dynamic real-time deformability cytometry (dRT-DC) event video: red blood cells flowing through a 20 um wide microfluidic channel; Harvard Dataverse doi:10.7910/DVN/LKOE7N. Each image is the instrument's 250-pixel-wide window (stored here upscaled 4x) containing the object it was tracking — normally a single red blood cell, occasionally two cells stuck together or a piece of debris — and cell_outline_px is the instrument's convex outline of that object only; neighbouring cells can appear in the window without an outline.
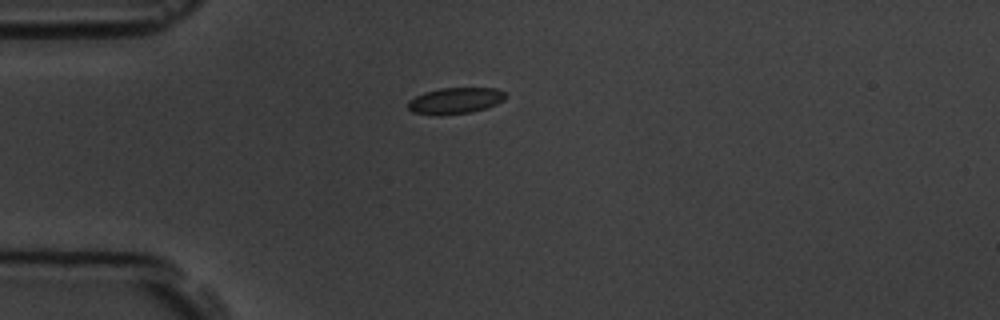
{"species": "common noctule bat (a hibernating species)", "species_latin": "Nyctalus noctula", "temperature_condition": "room temperature", "stored_images_in_passage": 3, "camera_frame_rate_fps": 3000, "um_per_image_px": 0.085, "animal": {"sex": "male", "body_mass_g": 19.5, "forearm_length_mm": 54.6}, "frame": {"image": 1, "passage_image": 1, "time_ms": 0.0, "image_size_px": [1000, 320], "cell_outline_px": [[508, 96], [504, 100], [496, 104], [472, 112], [412, 112], [408, 108], [408, 100], [424, 92], [440, 88], [496, 88], [504, 92]], "centroid_in_image_um": [38.76, 8.5], "position_along_channel_um": 46.2, "area_um2": 14.16}}
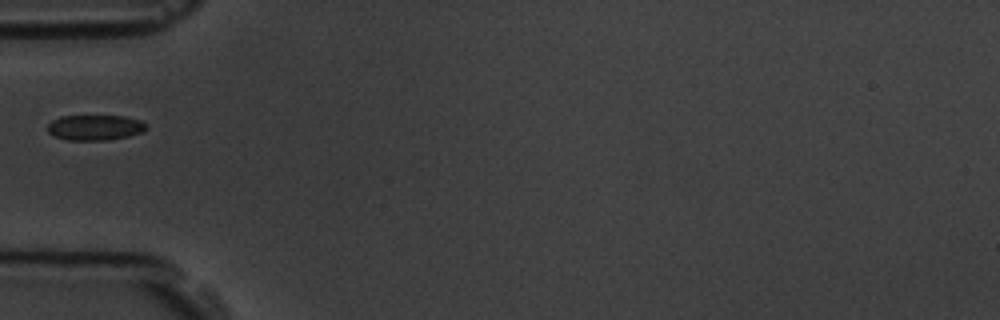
{"frame": {"image": 2, "passage_image": 2, "time_ms": 1.333, "image_size_px": [1000, 320], "cell_outline_px": [[148, 128], [140, 132], [128, 136], [108, 140], [68, 140], [56, 136], [48, 132], [48, 124], [52, 120], [60, 116], [124, 116], [140, 120], [148, 124]], "centroid_in_image_um": [8.09, 10.83], "position_along_channel_um": 76.9, "area_um2": 14.57}}
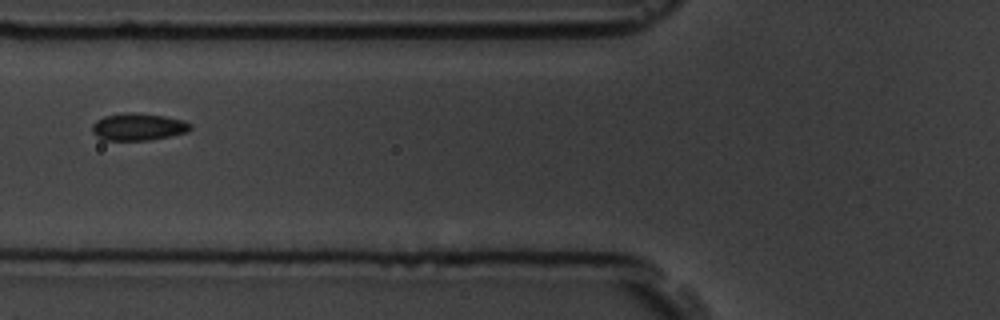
{"frame": {"image": 3, "passage_image": 3, "time_ms": 2.333, "image_size_px": [1000, 320], "cell_outline_px": [[192, 128], [188, 132], [152, 140], [104, 140], [96, 136], [92, 132], [92, 124], [96, 120], [104, 116], [124, 112], [132, 112], [164, 116], [184, 120], [192, 124]], "centroid_in_image_um": [11.75, 10.78], "position_along_channel_um": 114.0, "area_um2": 15.78}}